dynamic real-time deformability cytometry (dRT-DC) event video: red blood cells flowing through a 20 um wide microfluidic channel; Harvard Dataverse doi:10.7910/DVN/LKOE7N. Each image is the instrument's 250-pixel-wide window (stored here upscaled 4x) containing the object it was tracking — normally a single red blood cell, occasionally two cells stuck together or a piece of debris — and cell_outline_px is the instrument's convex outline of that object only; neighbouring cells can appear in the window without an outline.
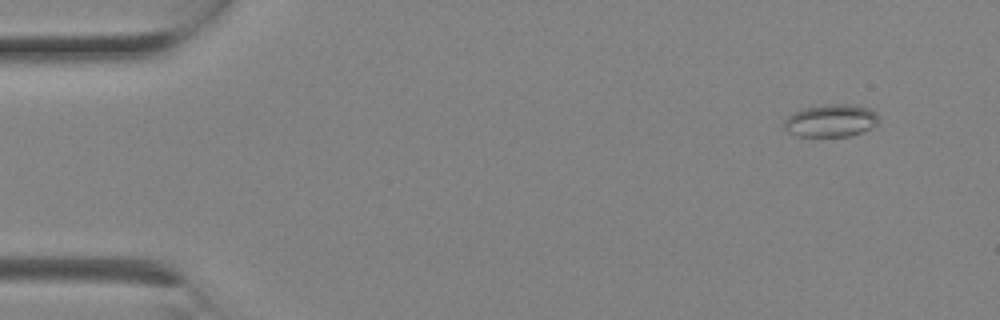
{"species": "Egyptian fruit bat (a non-hibernating species)", "species_latin": "Rousettus aegyptiacus", "temperature_condition": "room temperature", "stored_images_in_passage": 2, "camera_frame_rate_fps": 3000, "um_per_image_px": 0.085, "animal": {"sex": "female"}, "frame": {"image": 1, "passage_image": 1, "time_ms": 0.0, "image_size_px": [1000, 320], "cell_outline_px": [[880, 124], [872, 128], [848, 136], [796, 136], [780, 128], [784, 120], [792, 112], [804, 108], [824, 104], [852, 104], [868, 108], [876, 112], [880, 116]], "centroid_in_image_um": [70.61, 10.25], "position_along_channel_um": 14.4, "area_um2": 18.44}}